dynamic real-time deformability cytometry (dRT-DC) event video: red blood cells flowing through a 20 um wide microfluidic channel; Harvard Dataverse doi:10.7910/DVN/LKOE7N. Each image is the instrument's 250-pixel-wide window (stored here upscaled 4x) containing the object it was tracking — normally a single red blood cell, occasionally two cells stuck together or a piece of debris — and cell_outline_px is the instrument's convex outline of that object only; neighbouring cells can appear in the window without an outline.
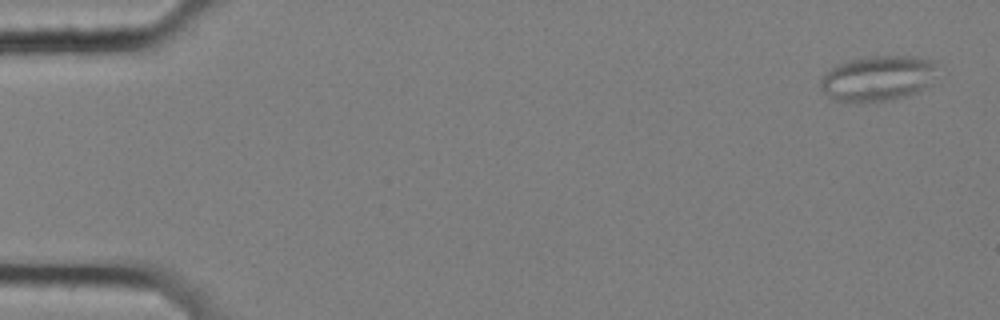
{"species": "common noctule bat (a hibernating species)", "species_latin": "Nyctalus noctula", "temperature_condition": "cold", "stored_images_in_passage": 58, "camera_frame_rate_fps": 3000, "um_per_image_px": 0.085, "animal": {"sex": "female", "body_mass_g": 25.1}, "frame": {"image": 1, "passage_image": 2, "time_ms": 0.333, "image_size_px": [1000, 320], "cell_outline_px": [[936, 60], [928, 84], [916, 92], [908, 96], [892, 100], [832, 100], [820, 88], [820, 80], [828, 68], [836, 64], [848, 60], [872, 56], [912, 56]], "centroid_in_image_um": [74.54, 6.63], "position_along_channel_um": 10.5, "area_um2": 30.29}}
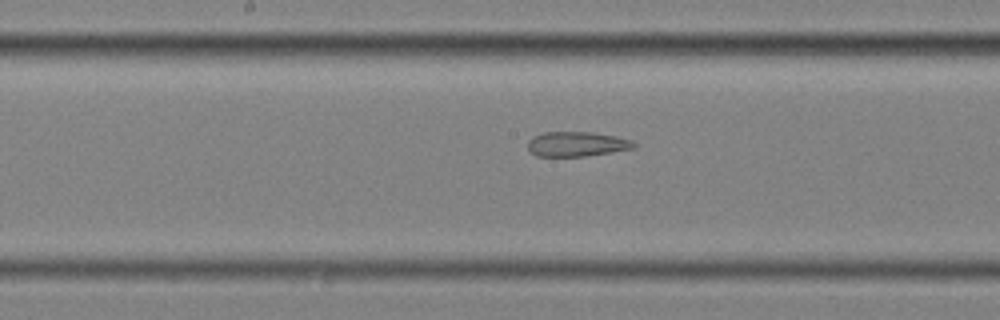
{"frame": {"image": 2, "passage_image": 30, "time_ms": 9.667, "image_size_px": [1000, 320], "cell_outline_px": [[636, 148], [584, 156], [536, 156], [528, 148], [528, 140], [532, 136], [544, 132], [592, 132], [616, 136], [632, 140], [636, 144]], "centroid_in_image_um": [49.03, 12.23], "position_along_channel_um": 199.2, "area_um2": 15.32}}
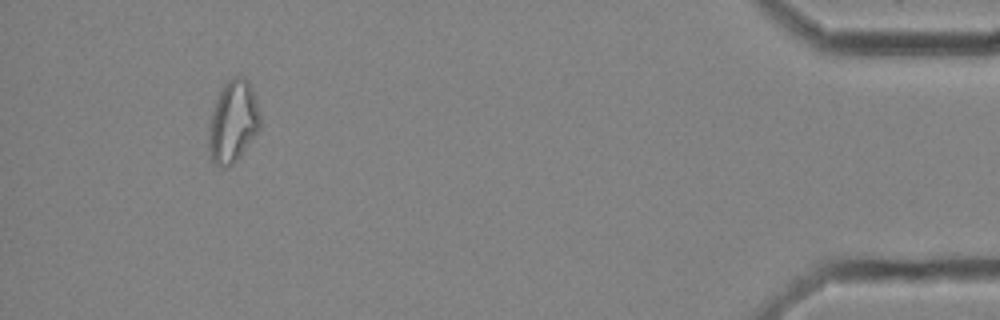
{"frame": {"image": 3, "passage_image": 54, "time_ms": 17.667, "image_size_px": [1000, 320], "cell_outline_px": [[260, 128], [236, 160], [232, 164], [216, 164], [208, 160], [208, 124], [216, 100], [224, 84], [232, 76], [244, 76], [248, 80], [260, 116]], "centroid_in_image_um": [19.76, 10.33], "position_along_channel_um": 415.4, "area_um2": 24.22}, "authors_computed_cell_mechanics": {"area_um2": 22.3686, "velocity_mm_per_s": 3.5042, "shape_relaxation_time_tau1_ms": null, "shape_relaxation_time_tau2_ms": 3.6098, "deformation_change_tau1": null, "deformation_change_tau2": 0.1283}}